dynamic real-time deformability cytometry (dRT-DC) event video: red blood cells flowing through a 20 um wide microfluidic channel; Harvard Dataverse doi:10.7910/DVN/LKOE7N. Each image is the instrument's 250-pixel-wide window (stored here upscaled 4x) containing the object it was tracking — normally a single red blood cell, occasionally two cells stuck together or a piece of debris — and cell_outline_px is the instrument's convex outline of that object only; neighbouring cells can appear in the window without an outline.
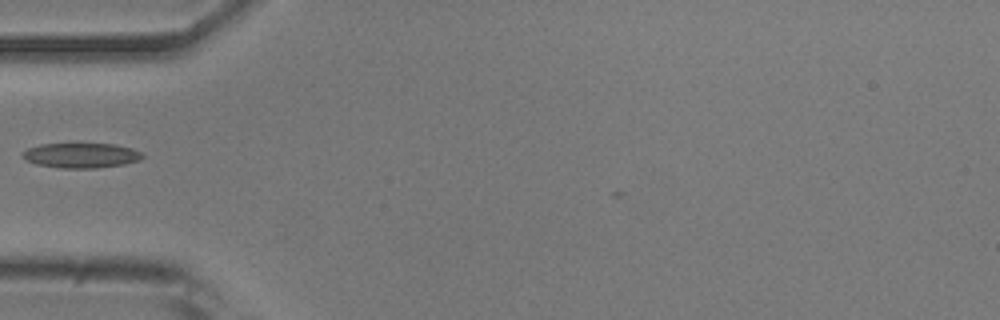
{"species": "common noctule bat (a hibernating species)", "species_latin": "Nyctalus noctula", "temperature_condition": "room temperature", "stored_images_in_passage": 29, "camera_frame_rate_fps": 3000, "um_per_image_px": 0.085, "animal": {"sex": "male", "body_mass_g": 20.5, "forearm_length_mm": 52.5}, "frame": {"image": 1, "passage_image": 1, "time_ms": 0.0, "image_size_px": [1000, 320], "cell_outline_px": [[144, 156], [140, 160], [124, 164], [96, 168], [60, 168], [36, 164], [20, 156], [28, 148], [40, 144], [116, 144], [132, 148], [140, 152]], "centroid_in_image_um": [6.91, 13.21], "position_along_channel_um": 78.1, "area_um2": 17.34}}
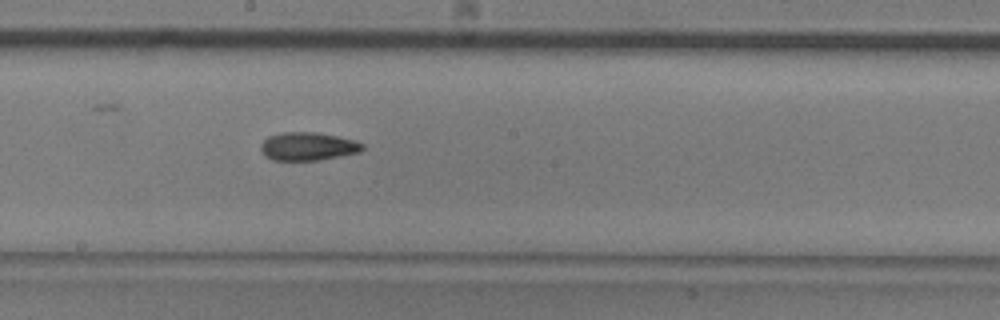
{"frame": {"image": 2, "passage_image": 12, "time_ms": 3.667, "image_size_px": [1000, 320], "cell_outline_px": [[364, 148], [360, 152], [320, 160], [272, 160], [264, 156], [260, 148], [260, 144], [268, 136], [284, 132], [316, 132], [356, 140], [364, 144]], "centroid_in_image_um": [26.17, 12.44], "position_along_channel_um": 222.0, "area_um2": 16.82}}
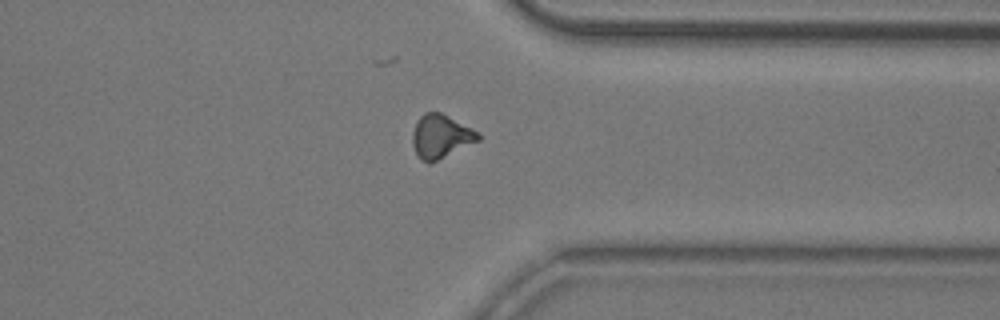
{"frame": {"image": 3, "passage_image": 24, "time_ms": 7.667, "image_size_px": [1000, 320], "cell_outline_px": [[480, 140], [432, 164], [428, 164], [420, 160], [416, 156], [412, 144], [412, 132], [420, 116], [424, 112], [440, 112], [480, 132]], "centroid_in_image_um": [37.46, 11.64], "position_along_channel_um": 373.9, "area_um2": 17.05}}